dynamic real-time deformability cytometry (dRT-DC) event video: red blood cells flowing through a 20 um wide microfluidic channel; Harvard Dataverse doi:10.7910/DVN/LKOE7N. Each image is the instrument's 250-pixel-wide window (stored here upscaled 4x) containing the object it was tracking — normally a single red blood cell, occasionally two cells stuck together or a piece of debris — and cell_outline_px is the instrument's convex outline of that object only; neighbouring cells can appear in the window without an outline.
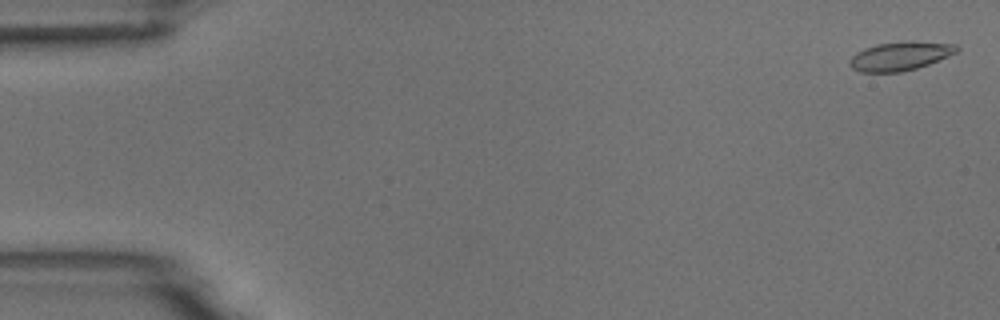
{"species": "common noctule bat (a hibernating species)", "species_latin": "Nyctalus noctula", "temperature_condition": "room temperature", "stored_images_in_passage": 5, "camera_frame_rate_fps": 3000, "um_per_image_px": 0.085, "animal": {"sex": "male", "body_mass_g": 18.8}, "frame": {"image": 1, "passage_image": 1, "time_ms": 0.0, "image_size_px": [1000, 320], "cell_outline_px": [[960, 48], [956, 52], [948, 56], [928, 64], [916, 68], [900, 72], [860, 72], [852, 68], [848, 64], [848, 60], [856, 52], [864, 48], [876, 44], [908, 40], [912, 40], [956, 44]], "centroid_in_image_um": [76.49, 4.75], "position_along_channel_um": 8.5, "area_um2": 18.15}}
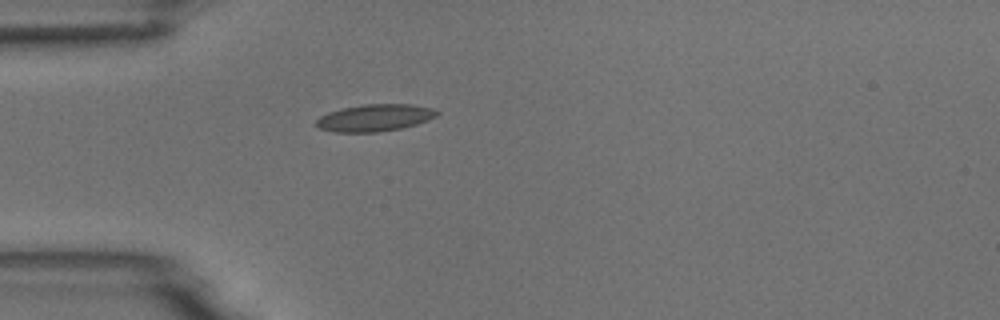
{"frame": {"image": 2, "passage_image": 5, "time_ms": 4.667, "image_size_px": [1000, 320], "cell_outline_px": [[440, 112], [436, 116], [428, 120], [416, 124], [400, 128], [376, 132], [336, 132], [320, 128], [316, 124], [316, 120], [320, 116], [328, 112], [344, 108], [364, 104], [412, 104], [432, 108]], "centroid_in_image_um": [31.87, 10.0], "position_along_channel_um": 53.1, "area_um2": 18.84}}